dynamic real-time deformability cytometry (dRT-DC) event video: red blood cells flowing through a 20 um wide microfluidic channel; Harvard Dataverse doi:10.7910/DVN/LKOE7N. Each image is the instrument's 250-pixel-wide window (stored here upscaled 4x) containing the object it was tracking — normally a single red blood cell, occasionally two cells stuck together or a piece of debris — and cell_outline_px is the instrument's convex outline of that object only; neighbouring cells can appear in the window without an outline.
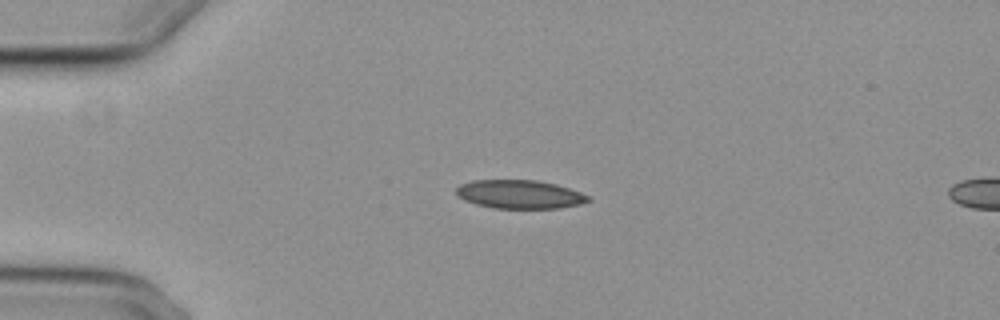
{"species": "common noctule bat (a hibernating species)", "species_latin": "Nyctalus noctula", "temperature_condition": "cold", "stored_images_in_passage": 19, "camera_frame_rate_fps": 3000, "um_per_image_px": 0.085, "animal": {"sex": "female", "body_mass_g": 29.2, "forearm_length_mm": 56.3}, "frame": {"image": 1, "passage_image": 5, "time_ms": 1.333, "image_size_px": [1000, 320], "cell_outline_px": [[592, 200], [580, 204], [560, 208], [492, 208], [476, 204], [464, 200], [456, 196], [456, 188], [460, 184], [472, 180], [536, 180], [556, 184], [580, 192], [588, 196]], "centroid_in_image_um": [44.14, 16.51], "position_along_channel_um": 40.9, "area_um2": 22.02}}
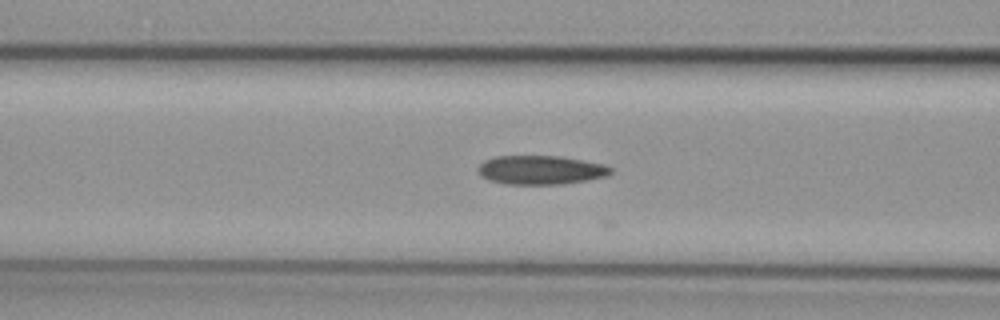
{"frame": {"image": 2, "passage_image": 14, "time_ms": 4.333, "image_size_px": [1000, 320], "cell_outline_px": [[612, 172], [608, 176], [588, 180], [564, 184], [504, 184], [488, 180], [480, 176], [476, 168], [484, 160], [496, 156], [560, 156], [604, 164], [612, 168]], "centroid_in_image_um": [45.94, 14.45], "position_along_channel_um": 120.7, "area_um2": 22.6}}
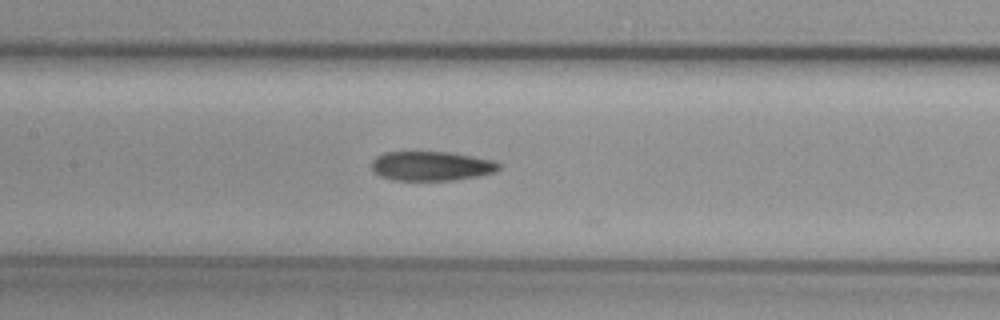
{"frame": {"image": 3, "passage_image": 18, "time_ms": 5.667, "image_size_px": [1000, 320], "cell_outline_px": [[500, 168], [496, 172], [456, 180], [392, 180], [380, 176], [372, 172], [372, 160], [376, 156], [384, 152], [448, 152], [472, 156], [492, 160], [500, 164]], "centroid_in_image_um": [36.63, 14.11], "position_along_channel_um": 170.8, "area_um2": 21.85}}